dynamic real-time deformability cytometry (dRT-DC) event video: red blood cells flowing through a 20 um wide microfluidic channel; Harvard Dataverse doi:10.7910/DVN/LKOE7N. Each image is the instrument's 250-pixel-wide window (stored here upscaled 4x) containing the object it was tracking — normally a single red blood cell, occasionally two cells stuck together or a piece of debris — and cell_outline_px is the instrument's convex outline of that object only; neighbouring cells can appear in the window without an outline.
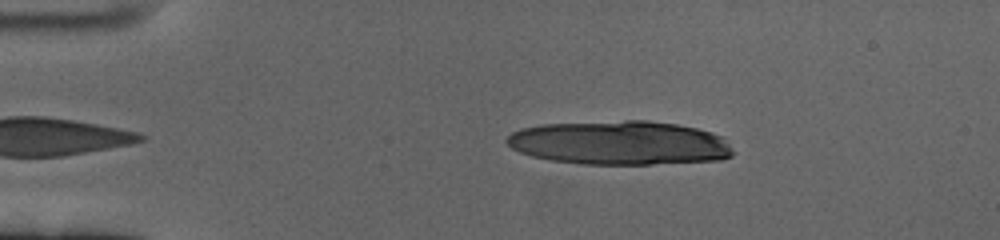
{"species": "human", "species_latin": "Homo sapiens", "temperature_condition": "cold", "stored_images_in_passage": 11, "camera_frame_rate_fps": 3000, "um_per_image_px": 0.085, "donor": {"sex": "female"}, "frame": {"image": 1, "passage_image": 3, "time_ms": 0.667, "image_size_px": [1000, 240], "cell_outline_px": [[736, 152], [732, 156], [724, 160], [652, 164], [584, 164], [548, 160], [532, 156], [520, 152], [512, 148], [504, 140], [512, 132], [520, 128], [540, 124], [624, 120], [648, 120], [676, 124], [696, 128], [712, 132], [724, 136]], "centroid_in_image_um": [52.72, 12.14], "position_along_channel_um": 32.3, "area_um2": 58.72}}